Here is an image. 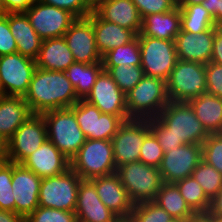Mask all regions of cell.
<instances>
[{
	"label": "cell",
	"mask_w": 222,
	"mask_h": 222,
	"mask_svg": "<svg viewBox=\"0 0 222 222\" xmlns=\"http://www.w3.org/2000/svg\"><path fill=\"white\" fill-rule=\"evenodd\" d=\"M205 0H178V5H193V4H201Z\"/></svg>",
	"instance_id": "cell-55"
},
{
	"label": "cell",
	"mask_w": 222,
	"mask_h": 222,
	"mask_svg": "<svg viewBox=\"0 0 222 222\" xmlns=\"http://www.w3.org/2000/svg\"><path fill=\"white\" fill-rule=\"evenodd\" d=\"M211 222H222V217L211 216Z\"/></svg>",
	"instance_id": "cell-56"
},
{
	"label": "cell",
	"mask_w": 222,
	"mask_h": 222,
	"mask_svg": "<svg viewBox=\"0 0 222 222\" xmlns=\"http://www.w3.org/2000/svg\"><path fill=\"white\" fill-rule=\"evenodd\" d=\"M102 66H141V51L138 35L129 43L116 47L102 56Z\"/></svg>",
	"instance_id": "cell-33"
},
{
	"label": "cell",
	"mask_w": 222,
	"mask_h": 222,
	"mask_svg": "<svg viewBox=\"0 0 222 222\" xmlns=\"http://www.w3.org/2000/svg\"><path fill=\"white\" fill-rule=\"evenodd\" d=\"M13 162L0 163V209L15 213V199L12 188Z\"/></svg>",
	"instance_id": "cell-38"
},
{
	"label": "cell",
	"mask_w": 222,
	"mask_h": 222,
	"mask_svg": "<svg viewBox=\"0 0 222 222\" xmlns=\"http://www.w3.org/2000/svg\"><path fill=\"white\" fill-rule=\"evenodd\" d=\"M202 161V145L183 144L164 153L159 166L163 182L176 183L192 175Z\"/></svg>",
	"instance_id": "cell-15"
},
{
	"label": "cell",
	"mask_w": 222,
	"mask_h": 222,
	"mask_svg": "<svg viewBox=\"0 0 222 222\" xmlns=\"http://www.w3.org/2000/svg\"><path fill=\"white\" fill-rule=\"evenodd\" d=\"M34 0H3V13L25 12Z\"/></svg>",
	"instance_id": "cell-47"
},
{
	"label": "cell",
	"mask_w": 222,
	"mask_h": 222,
	"mask_svg": "<svg viewBox=\"0 0 222 222\" xmlns=\"http://www.w3.org/2000/svg\"><path fill=\"white\" fill-rule=\"evenodd\" d=\"M31 26L42 40L63 37L77 19L69 11L34 0L25 11Z\"/></svg>",
	"instance_id": "cell-12"
},
{
	"label": "cell",
	"mask_w": 222,
	"mask_h": 222,
	"mask_svg": "<svg viewBox=\"0 0 222 222\" xmlns=\"http://www.w3.org/2000/svg\"><path fill=\"white\" fill-rule=\"evenodd\" d=\"M42 115L47 126L48 140L71 160L86 140L76 121L74 110L72 108L49 110Z\"/></svg>",
	"instance_id": "cell-3"
},
{
	"label": "cell",
	"mask_w": 222,
	"mask_h": 222,
	"mask_svg": "<svg viewBox=\"0 0 222 222\" xmlns=\"http://www.w3.org/2000/svg\"><path fill=\"white\" fill-rule=\"evenodd\" d=\"M173 218L187 220L196 213L188 206L174 183H163L154 200Z\"/></svg>",
	"instance_id": "cell-31"
},
{
	"label": "cell",
	"mask_w": 222,
	"mask_h": 222,
	"mask_svg": "<svg viewBox=\"0 0 222 222\" xmlns=\"http://www.w3.org/2000/svg\"><path fill=\"white\" fill-rule=\"evenodd\" d=\"M74 212L78 222H119L121 220L102 203L90 179H81Z\"/></svg>",
	"instance_id": "cell-19"
},
{
	"label": "cell",
	"mask_w": 222,
	"mask_h": 222,
	"mask_svg": "<svg viewBox=\"0 0 222 222\" xmlns=\"http://www.w3.org/2000/svg\"><path fill=\"white\" fill-rule=\"evenodd\" d=\"M0 14H3V0H0Z\"/></svg>",
	"instance_id": "cell-58"
},
{
	"label": "cell",
	"mask_w": 222,
	"mask_h": 222,
	"mask_svg": "<svg viewBox=\"0 0 222 222\" xmlns=\"http://www.w3.org/2000/svg\"><path fill=\"white\" fill-rule=\"evenodd\" d=\"M71 108L86 139L111 140L124 123L119 116L102 113L84 99H80Z\"/></svg>",
	"instance_id": "cell-13"
},
{
	"label": "cell",
	"mask_w": 222,
	"mask_h": 222,
	"mask_svg": "<svg viewBox=\"0 0 222 222\" xmlns=\"http://www.w3.org/2000/svg\"><path fill=\"white\" fill-rule=\"evenodd\" d=\"M75 62L102 63L96 47L93 23L87 18H77L63 35Z\"/></svg>",
	"instance_id": "cell-17"
},
{
	"label": "cell",
	"mask_w": 222,
	"mask_h": 222,
	"mask_svg": "<svg viewBox=\"0 0 222 222\" xmlns=\"http://www.w3.org/2000/svg\"><path fill=\"white\" fill-rule=\"evenodd\" d=\"M35 62L44 70L65 71L75 61L64 37H59L42 41Z\"/></svg>",
	"instance_id": "cell-28"
},
{
	"label": "cell",
	"mask_w": 222,
	"mask_h": 222,
	"mask_svg": "<svg viewBox=\"0 0 222 222\" xmlns=\"http://www.w3.org/2000/svg\"><path fill=\"white\" fill-rule=\"evenodd\" d=\"M126 95L129 120H148L158 117L169 103L166 81L157 77L145 76Z\"/></svg>",
	"instance_id": "cell-2"
},
{
	"label": "cell",
	"mask_w": 222,
	"mask_h": 222,
	"mask_svg": "<svg viewBox=\"0 0 222 222\" xmlns=\"http://www.w3.org/2000/svg\"><path fill=\"white\" fill-rule=\"evenodd\" d=\"M169 101L189 102L207 91L205 64L177 60L166 80Z\"/></svg>",
	"instance_id": "cell-6"
},
{
	"label": "cell",
	"mask_w": 222,
	"mask_h": 222,
	"mask_svg": "<svg viewBox=\"0 0 222 222\" xmlns=\"http://www.w3.org/2000/svg\"><path fill=\"white\" fill-rule=\"evenodd\" d=\"M70 168L82 179L106 176L117 171L111 140L86 139L70 160Z\"/></svg>",
	"instance_id": "cell-4"
},
{
	"label": "cell",
	"mask_w": 222,
	"mask_h": 222,
	"mask_svg": "<svg viewBox=\"0 0 222 222\" xmlns=\"http://www.w3.org/2000/svg\"><path fill=\"white\" fill-rule=\"evenodd\" d=\"M119 222H131L129 219H121Z\"/></svg>",
	"instance_id": "cell-59"
},
{
	"label": "cell",
	"mask_w": 222,
	"mask_h": 222,
	"mask_svg": "<svg viewBox=\"0 0 222 222\" xmlns=\"http://www.w3.org/2000/svg\"><path fill=\"white\" fill-rule=\"evenodd\" d=\"M169 222H186V220L179 219V218H172Z\"/></svg>",
	"instance_id": "cell-57"
},
{
	"label": "cell",
	"mask_w": 222,
	"mask_h": 222,
	"mask_svg": "<svg viewBox=\"0 0 222 222\" xmlns=\"http://www.w3.org/2000/svg\"><path fill=\"white\" fill-rule=\"evenodd\" d=\"M186 222H211V215L207 213H196L194 216L188 218Z\"/></svg>",
	"instance_id": "cell-52"
},
{
	"label": "cell",
	"mask_w": 222,
	"mask_h": 222,
	"mask_svg": "<svg viewBox=\"0 0 222 222\" xmlns=\"http://www.w3.org/2000/svg\"><path fill=\"white\" fill-rule=\"evenodd\" d=\"M87 6L93 11L95 10L104 0H84Z\"/></svg>",
	"instance_id": "cell-54"
},
{
	"label": "cell",
	"mask_w": 222,
	"mask_h": 222,
	"mask_svg": "<svg viewBox=\"0 0 222 222\" xmlns=\"http://www.w3.org/2000/svg\"><path fill=\"white\" fill-rule=\"evenodd\" d=\"M84 100L96 106L102 113L119 116L124 122L129 120L126 95L107 71L103 70L99 74L91 92Z\"/></svg>",
	"instance_id": "cell-16"
},
{
	"label": "cell",
	"mask_w": 222,
	"mask_h": 222,
	"mask_svg": "<svg viewBox=\"0 0 222 222\" xmlns=\"http://www.w3.org/2000/svg\"><path fill=\"white\" fill-rule=\"evenodd\" d=\"M17 53V42L11 33L8 13L0 14V56Z\"/></svg>",
	"instance_id": "cell-45"
},
{
	"label": "cell",
	"mask_w": 222,
	"mask_h": 222,
	"mask_svg": "<svg viewBox=\"0 0 222 222\" xmlns=\"http://www.w3.org/2000/svg\"><path fill=\"white\" fill-rule=\"evenodd\" d=\"M174 184L177 186L181 196L185 199L188 206L195 213L208 212L210 199L206 196L202 187L192 176H188Z\"/></svg>",
	"instance_id": "cell-34"
},
{
	"label": "cell",
	"mask_w": 222,
	"mask_h": 222,
	"mask_svg": "<svg viewBox=\"0 0 222 222\" xmlns=\"http://www.w3.org/2000/svg\"><path fill=\"white\" fill-rule=\"evenodd\" d=\"M141 51V67L145 76L168 79L177 62L174 40H162L138 36Z\"/></svg>",
	"instance_id": "cell-9"
},
{
	"label": "cell",
	"mask_w": 222,
	"mask_h": 222,
	"mask_svg": "<svg viewBox=\"0 0 222 222\" xmlns=\"http://www.w3.org/2000/svg\"><path fill=\"white\" fill-rule=\"evenodd\" d=\"M7 160V141L0 136V163Z\"/></svg>",
	"instance_id": "cell-53"
},
{
	"label": "cell",
	"mask_w": 222,
	"mask_h": 222,
	"mask_svg": "<svg viewBox=\"0 0 222 222\" xmlns=\"http://www.w3.org/2000/svg\"><path fill=\"white\" fill-rule=\"evenodd\" d=\"M178 6L180 7L182 31L198 34L216 27L214 18L201 4Z\"/></svg>",
	"instance_id": "cell-32"
},
{
	"label": "cell",
	"mask_w": 222,
	"mask_h": 222,
	"mask_svg": "<svg viewBox=\"0 0 222 222\" xmlns=\"http://www.w3.org/2000/svg\"><path fill=\"white\" fill-rule=\"evenodd\" d=\"M8 22L17 42V52L35 60L43 40L31 26L25 12L8 13Z\"/></svg>",
	"instance_id": "cell-26"
},
{
	"label": "cell",
	"mask_w": 222,
	"mask_h": 222,
	"mask_svg": "<svg viewBox=\"0 0 222 222\" xmlns=\"http://www.w3.org/2000/svg\"><path fill=\"white\" fill-rule=\"evenodd\" d=\"M149 125L150 131L156 136L164 153L184 144L181 139H177L173 134H171L170 129L166 127L157 117L149 119Z\"/></svg>",
	"instance_id": "cell-42"
},
{
	"label": "cell",
	"mask_w": 222,
	"mask_h": 222,
	"mask_svg": "<svg viewBox=\"0 0 222 222\" xmlns=\"http://www.w3.org/2000/svg\"><path fill=\"white\" fill-rule=\"evenodd\" d=\"M164 152L156 136L150 131L144 138L139 161L149 166L159 168Z\"/></svg>",
	"instance_id": "cell-41"
},
{
	"label": "cell",
	"mask_w": 222,
	"mask_h": 222,
	"mask_svg": "<svg viewBox=\"0 0 222 222\" xmlns=\"http://www.w3.org/2000/svg\"><path fill=\"white\" fill-rule=\"evenodd\" d=\"M211 62L222 65V27H215Z\"/></svg>",
	"instance_id": "cell-49"
},
{
	"label": "cell",
	"mask_w": 222,
	"mask_h": 222,
	"mask_svg": "<svg viewBox=\"0 0 222 222\" xmlns=\"http://www.w3.org/2000/svg\"><path fill=\"white\" fill-rule=\"evenodd\" d=\"M24 100L33 114H42L49 110L71 108L80 99L65 71L37 67Z\"/></svg>",
	"instance_id": "cell-1"
},
{
	"label": "cell",
	"mask_w": 222,
	"mask_h": 222,
	"mask_svg": "<svg viewBox=\"0 0 222 222\" xmlns=\"http://www.w3.org/2000/svg\"><path fill=\"white\" fill-rule=\"evenodd\" d=\"M173 217L154 201L133 205L129 220L131 222H169Z\"/></svg>",
	"instance_id": "cell-37"
},
{
	"label": "cell",
	"mask_w": 222,
	"mask_h": 222,
	"mask_svg": "<svg viewBox=\"0 0 222 222\" xmlns=\"http://www.w3.org/2000/svg\"><path fill=\"white\" fill-rule=\"evenodd\" d=\"M93 11L101 19L130 29L136 35L141 31L142 18L131 0H104Z\"/></svg>",
	"instance_id": "cell-23"
},
{
	"label": "cell",
	"mask_w": 222,
	"mask_h": 222,
	"mask_svg": "<svg viewBox=\"0 0 222 222\" xmlns=\"http://www.w3.org/2000/svg\"><path fill=\"white\" fill-rule=\"evenodd\" d=\"M0 222H25V219L14 212L0 209Z\"/></svg>",
	"instance_id": "cell-51"
},
{
	"label": "cell",
	"mask_w": 222,
	"mask_h": 222,
	"mask_svg": "<svg viewBox=\"0 0 222 222\" xmlns=\"http://www.w3.org/2000/svg\"><path fill=\"white\" fill-rule=\"evenodd\" d=\"M201 5L214 18L216 26L222 27V0H205Z\"/></svg>",
	"instance_id": "cell-48"
},
{
	"label": "cell",
	"mask_w": 222,
	"mask_h": 222,
	"mask_svg": "<svg viewBox=\"0 0 222 222\" xmlns=\"http://www.w3.org/2000/svg\"><path fill=\"white\" fill-rule=\"evenodd\" d=\"M32 114L23 96L0 94V136L8 141Z\"/></svg>",
	"instance_id": "cell-25"
},
{
	"label": "cell",
	"mask_w": 222,
	"mask_h": 222,
	"mask_svg": "<svg viewBox=\"0 0 222 222\" xmlns=\"http://www.w3.org/2000/svg\"><path fill=\"white\" fill-rule=\"evenodd\" d=\"M41 3L56 6L73 14L76 18L87 17L92 10L87 6L84 0H36Z\"/></svg>",
	"instance_id": "cell-46"
},
{
	"label": "cell",
	"mask_w": 222,
	"mask_h": 222,
	"mask_svg": "<svg viewBox=\"0 0 222 222\" xmlns=\"http://www.w3.org/2000/svg\"><path fill=\"white\" fill-rule=\"evenodd\" d=\"M25 222H78L75 212L38 206Z\"/></svg>",
	"instance_id": "cell-40"
},
{
	"label": "cell",
	"mask_w": 222,
	"mask_h": 222,
	"mask_svg": "<svg viewBox=\"0 0 222 222\" xmlns=\"http://www.w3.org/2000/svg\"><path fill=\"white\" fill-rule=\"evenodd\" d=\"M137 7L143 19L156 13L169 12L178 6V0H131Z\"/></svg>",
	"instance_id": "cell-43"
},
{
	"label": "cell",
	"mask_w": 222,
	"mask_h": 222,
	"mask_svg": "<svg viewBox=\"0 0 222 222\" xmlns=\"http://www.w3.org/2000/svg\"><path fill=\"white\" fill-rule=\"evenodd\" d=\"M81 179L71 168L62 174L42 178L39 206L74 212Z\"/></svg>",
	"instance_id": "cell-8"
},
{
	"label": "cell",
	"mask_w": 222,
	"mask_h": 222,
	"mask_svg": "<svg viewBox=\"0 0 222 222\" xmlns=\"http://www.w3.org/2000/svg\"><path fill=\"white\" fill-rule=\"evenodd\" d=\"M202 160L222 174V133L209 134L205 139Z\"/></svg>",
	"instance_id": "cell-39"
},
{
	"label": "cell",
	"mask_w": 222,
	"mask_h": 222,
	"mask_svg": "<svg viewBox=\"0 0 222 222\" xmlns=\"http://www.w3.org/2000/svg\"><path fill=\"white\" fill-rule=\"evenodd\" d=\"M195 116L209 134L222 133V99L204 93L189 102Z\"/></svg>",
	"instance_id": "cell-29"
},
{
	"label": "cell",
	"mask_w": 222,
	"mask_h": 222,
	"mask_svg": "<svg viewBox=\"0 0 222 222\" xmlns=\"http://www.w3.org/2000/svg\"><path fill=\"white\" fill-rule=\"evenodd\" d=\"M157 118L184 144L202 145L209 136L188 102L169 101Z\"/></svg>",
	"instance_id": "cell-7"
},
{
	"label": "cell",
	"mask_w": 222,
	"mask_h": 222,
	"mask_svg": "<svg viewBox=\"0 0 222 222\" xmlns=\"http://www.w3.org/2000/svg\"><path fill=\"white\" fill-rule=\"evenodd\" d=\"M36 68L34 59L18 52L0 56V94L24 97Z\"/></svg>",
	"instance_id": "cell-10"
},
{
	"label": "cell",
	"mask_w": 222,
	"mask_h": 222,
	"mask_svg": "<svg viewBox=\"0 0 222 222\" xmlns=\"http://www.w3.org/2000/svg\"><path fill=\"white\" fill-rule=\"evenodd\" d=\"M87 18L93 23L96 47L101 56L116 47L129 43L137 36L130 29L101 19L94 11Z\"/></svg>",
	"instance_id": "cell-24"
},
{
	"label": "cell",
	"mask_w": 222,
	"mask_h": 222,
	"mask_svg": "<svg viewBox=\"0 0 222 222\" xmlns=\"http://www.w3.org/2000/svg\"><path fill=\"white\" fill-rule=\"evenodd\" d=\"M191 176L199 183L210 200L222 188V174L203 160L197 165Z\"/></svg>",
	"instance_id": "cell-36"
},
{
	"label": "cell",
	"mask_w": 222,
	"mask_h": 222,
	"mask_svg": "<svg viewBox=\"0 0 222 222\" xmlns=\"http://www.w3.org/2000/svg\"><path fill=\"white\" fill-rule=\"evenodd\" d=\"M215 27L201 33L180 31L175 37L177 59L182 61L211 62Z\"/></svg>",
	"instance_id": "cell-21"
},
{
	"label": "cell",
	"mask_w": 222,
	"mask_h": 222,
	"mask_svg": "<svg viewBox=\"0 0 222 222\" xmlns=\"http://www.w3.org/2000/svg\"><path fill=\"white\" fill-rule=\"evenodd\" d=\"M206 93L222 99V65L209 62L205 64Z\"/></svg>",
	"instance_id": "cell-44"
},
{
	"label": "cell",
	"mask_w": 222,
	"mask_h": 222,
	"mask_svg": "<svg viewBox=\"0 0 222 222\" xmlns=\"http://www.w3.org/2000/svg\"><path fill=\"white\" fill-rule=\"evenodd\" d=\"M103 70L102 63L74 62L65 70V73L70 83L74 86L77 97L85 99Z\"/></svg>",
	"instance_id": "cell-30"
},
{
	"label": "cell",
	"mask_w": 222,
	"mask_h": 222,
	"mask_svg": "<svg viewBox=\"0 0 222 222\" xmlns=\"http://www.w3.org/2000/svg\"><path fill=\"white\" fill-rule=\"evenodd\" d=\"M102 203L113 211L120 219H129L133 203L115 172L110 175L90 179Z\"/></svg>",
	"instance_id": "cell-20"
},
{
	"label": "cell",
	"mask_w": 222,
	"mask_h": 222,
	"mask_svg": "<svg viewBox=\"0 0 222 222\" xmlns=\"http://www.w3.org/2000/svg\"><path fill=\"white\" fill-rule=\"evenodd\" d=\"M208 215L222 217V188L210 200Z\"/></svg>",
	"instance_id": "cell-50"
},
{
	"label": "cell",
	"mask_w": 222,
	"mask_h": 222,
	"mask_svg": "<svg viewBox=\"0 0 222 222\" xmlns=\"http://www.w3.org/2000/svg\"><path fill=\"white\" fill-rule=\"evenodd\" d=\"M103 69L107 71L124 94L134 88L144 77L141 66L120 64L118 66H103Z\"/></svg>",
	"instance_id": "cell-35"
},
{
	"label": "cell",
	"mask_w": 222,
	"mask_h": 222,
	"mask_svg": "<svg viewBox=\"0 0 222 222\" xmlns=\"http://www.w3.org/2000/svg\"><path fill=\"white\" fill-rule=\"evenodd\" d=\"M47 139V126L43 115L32 114L7 141L8 161L21 164Z\"/></svg>",
	"instance_id": "cell-11"
},
{
	"label": "cell",
	"mask_w": 222,
	"mask_h": 222,
	"mask_svg": "<svg viewBox=\"0 0 222 222\" xmlns=\"http://www.w3.org/2000/svg\"><path fill=\"white\" fill-rule=\"evenodd\" d=\"M181 31L180 7L164 12L145 16L138 36H149L162 40H175Z\"/></svg>",
	"instance_id": "cell-27"
},
{
	"label": "cell",
	"mask_w": 222,
	"mask_h": 222,
	"mask_svg": "<svg viewBox=\"0 0 222 222\" xmlns=\"http://www.w3.org/2000/svg\"><path fill=\"white\" fill-rule=\"evenodd\" d=\"M42 178L22 164L13 162L12 188L15 213L26 219L39 206Z\"/></svg>",
	"instance_id": "cell-18"
},
{
	"label": "cell",
	"mask_w": 222,
	"mask_h": 222,
	"mask_svg": "<svg viewBox=\"0 0 222 222\" xmlns=\"http://www.w3.org/2000/svg\"><path fill=\"white\" fill-rule=\"evenodd\" d=\"M149 132V119H130L119 127L111 139L116 168L139 161L144 138Z\"/></svg>",
	"instance_id": "cell-14"
},
{
	"label": "cell",
	"mask_w": 222,
	"mask_h": 222,
	"mask_svg": "<svg viewBox=\"0 0 222 222\" xmlns=\"http://www.w3.org/2000/svg\"><path fill=\"white\" fill-rule=\"evenodd\" d=\"M116 173L133 204L154 201L164 183L158 168L141 161L121 165Z\"/></svg>",
	"instance_id": "cell-5"
},
{
	"label": "cell",
	"mask_w": 222,
	"mask_h": 222,
	"mask_svg": "<svg viewBox=\"0 0 222 222\" xmlns=\"http://www.w3.org/2000/svg\"><path fill=\"white\" fill-rule=\"evenodd\" d=\"M21 164L40 178L56 176L70 168V160L48 139Z\"/></svg>",
	"instance_id": "cell-22"
}]
</instances>
